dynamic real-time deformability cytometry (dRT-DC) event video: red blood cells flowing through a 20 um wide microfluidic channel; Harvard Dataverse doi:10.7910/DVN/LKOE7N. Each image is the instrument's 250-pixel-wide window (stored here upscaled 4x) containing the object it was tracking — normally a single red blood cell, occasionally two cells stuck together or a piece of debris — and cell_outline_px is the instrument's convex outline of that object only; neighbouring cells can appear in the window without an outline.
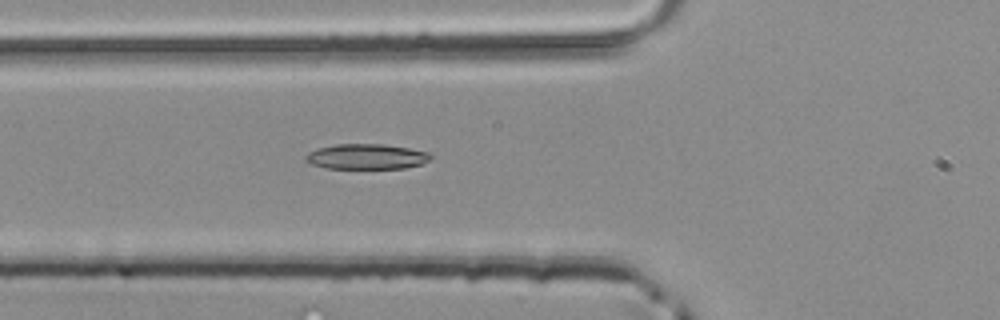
{"species": "common noctule bat (a hibernating species)", "species_latin": "Nyctalus noctula", "temperature_condition": "room temperature", "stored_images_in_passage": 31, "camera_frame_rate_fps": 3000, "um_per_image_px": 0.085, "animal": {"sex": "male", "body_mass_g": 20.4}, "frame": {"image": 1, "passage_image": 4, "time_ms": 1.0, "image_size_px": [1000, 320], "cell_outline_px": [[432, 160], [420, 164], [404, 168], [324, 168], [312, 164], [304, 160], [304, 156], [308, 152], [316, 148], [336, 144], [384, 144], [408, 148], [428, 152], [432, 156]], "centroid_in_image_um": [31.12, 13.3], "position_along_channel_um": 94.7, "area_um2": 18.5}}
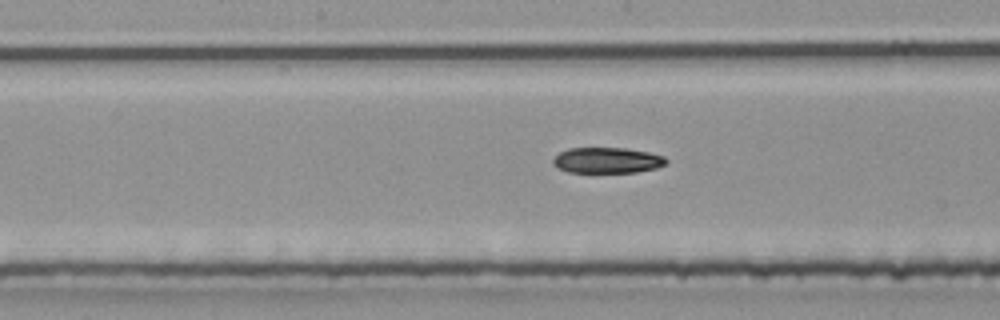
{"frame": {"image": 2, "passage_image": 11, "time_ms": 3.333, "image_size_px": [1000, 320], "cell_outline_px": [[668, 164], [656, 168], [636, 172], [568, 172], [556, 168], [552, 164], [552, 160], [560, 152], [568, 148], [624, 148], [648, 152], [664, 156], [668, 160]], "centroid_in_image_um": [51.61, 13.63], "position_along_channel_um": 196.6, "area_um2": 17.05}}
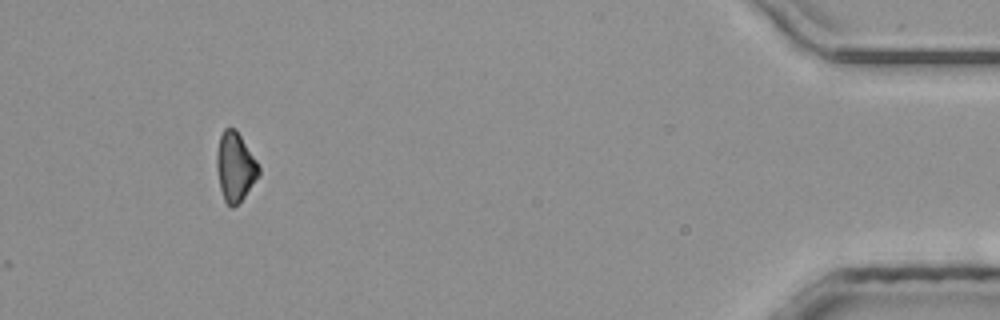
{"frame": {"image": 3, "passage_image": 31, "time_ms": 10.0, "image_size_px": [1000, 320], "cell_outline_px": [[260, 176], [244, 196], [232, 208], [224, 200], [220, 188], [216, 168], [216, 156], [220, 136], [224, 128], [236, 128], [256, 160], [260, 168]], "centroid_in_image_um": [19.99, 14.16], "position_along_channel_um": 415.2, "area_um2": 16.88}}